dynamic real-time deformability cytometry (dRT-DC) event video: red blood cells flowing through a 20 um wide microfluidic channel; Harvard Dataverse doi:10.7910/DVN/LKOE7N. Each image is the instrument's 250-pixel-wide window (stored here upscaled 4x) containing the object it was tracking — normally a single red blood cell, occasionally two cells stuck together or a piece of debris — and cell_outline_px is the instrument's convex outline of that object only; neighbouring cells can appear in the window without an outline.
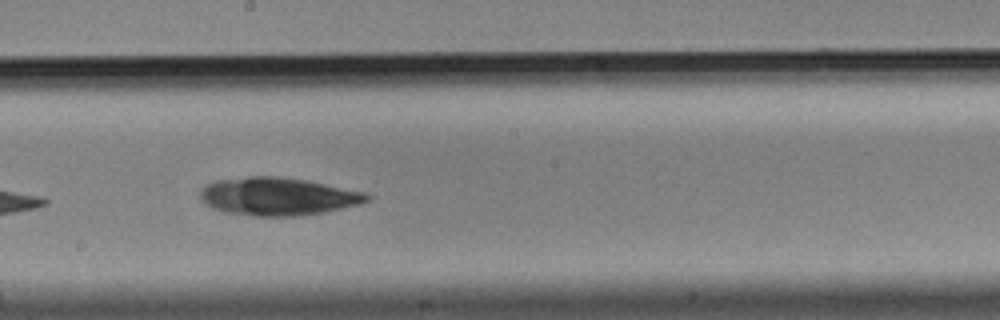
{"species": "Egyptian fruit bat (a non-hibernating species)", "species_latin": "Rousettus aegyptiacus", "temperature_condition": "cold", "stored_images_in_passage": 9, "camera_frame_rate_fps": 3000, "um_per_image_px": 0.085, "animal": {"sex": "male"}, "frame": {"image": 1, "passage_image": 9, "time_ms": 2.667, "image_size_px": [1000, 320], "cell_outline_px": [[372, 196], [368, 200], [360, 204], [324, 212], [296, 216], [256, 216], [224, 212], [212, 208], [204, 204], [200, 200], [200, 188], [216, 180], [248, 176], [276, 176], [304, 180], [368, 192]], "centroid_in_image_um": [23.6, 16.7], "position_along_channel_um": 224.6, "area_um2": 36.99}}